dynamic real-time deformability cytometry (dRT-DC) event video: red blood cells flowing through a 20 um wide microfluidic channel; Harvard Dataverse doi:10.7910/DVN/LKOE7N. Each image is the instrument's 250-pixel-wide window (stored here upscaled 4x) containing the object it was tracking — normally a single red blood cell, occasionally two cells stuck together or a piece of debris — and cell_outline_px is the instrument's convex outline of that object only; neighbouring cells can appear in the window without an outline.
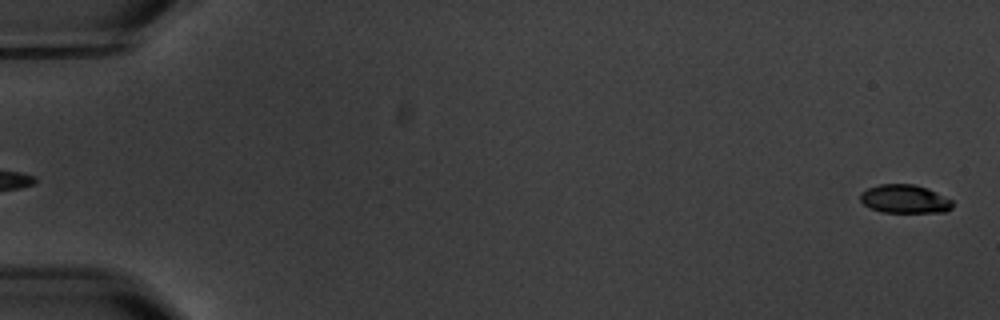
{"species": "common noctule bat (a hibernating species)", "species_latin": "Nyctalus noctula", "temperature_condition": "warm", "stored_images_in_passage": 5, "camera_frame_rate_fps": 3000, "um_per_image_px": 0.085, "animal": {"sex": "male", "body_mass_g": 20.1, "forearm_length_mm": 53.5}, "frame": {"image": 1, "passage_image": 5, "time_ms": 4.667, "image_size_px": [1000, 320], "cell_outline_px": [[952, 208], [944, 212], [880, 212], [864, 204], [860, 200], [860, 192], [868, 188], [880, 184], [912, 184], [936, 192], [952, 200]], "centroid_in_image_um": [76.88, 16.92], "position_along_channel_um": 8.1, "area_um2": 15.14}}